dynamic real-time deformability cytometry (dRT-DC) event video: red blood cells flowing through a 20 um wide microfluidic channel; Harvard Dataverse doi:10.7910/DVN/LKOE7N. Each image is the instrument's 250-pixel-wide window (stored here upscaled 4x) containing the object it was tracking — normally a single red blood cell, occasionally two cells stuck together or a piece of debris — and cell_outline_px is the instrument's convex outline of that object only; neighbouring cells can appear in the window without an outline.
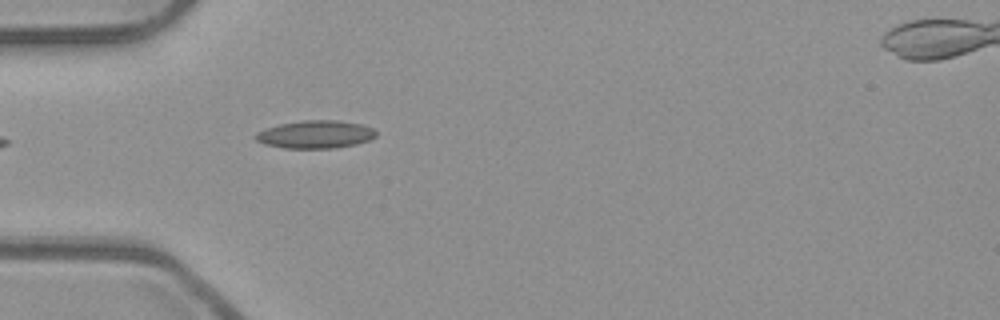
{"species": "common noctule bat (a hibernating species)", "species_latin": "Nyctalus noctula", "temperature_condition": "room temperature", "stored_images_in_passage": 10, "camera_frame_rate_fps": 3000, "um_per_image_px": 0.085, "animal": {"sex": "male", "body_mass_g": 23.1, "forearm_length_mm": 52.7}, "frame": {"image": 1, "passage_image": 1, "time_ms": 0.0, "image_size_px": [1000, 320], "cell_outline_px": [[376, 136], [368, 140], [356, 144], [336, 148], [284, 148], [264, 144], [256, 140], [252, 136], [256, 132], [280, 124], [304, 120], [336, 120], [360, 124], [372, 128], [376, 132]], "centroid_in_image_um": [26.78, 11.43], "position_along_channel_um": 58.2, "area_um2": 19.48}}
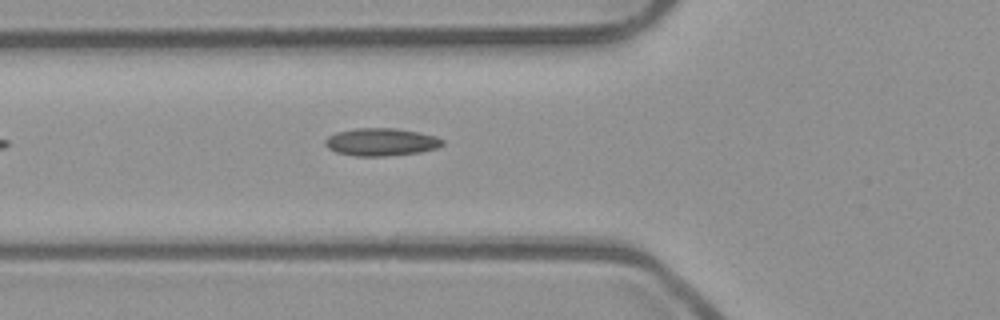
{"frame": {"image": 2, "passage_image": 4, "time_ms": 1.0, "image_size_px": [1000, 320], "cell_outline_px": [[444, 144], [436, 148], [420, 152], [384, 156], [356, 156], [336, 152], [328, 148], [324, 144], [324, 140], [328, 136], [336, 132], [356, 128], [396, 128], [436, 136], [444, 140]], "centroid_in_image_um": [32.37, 12.07], "position_along_channel_um": 93.4, "area_um2": 18.9}}